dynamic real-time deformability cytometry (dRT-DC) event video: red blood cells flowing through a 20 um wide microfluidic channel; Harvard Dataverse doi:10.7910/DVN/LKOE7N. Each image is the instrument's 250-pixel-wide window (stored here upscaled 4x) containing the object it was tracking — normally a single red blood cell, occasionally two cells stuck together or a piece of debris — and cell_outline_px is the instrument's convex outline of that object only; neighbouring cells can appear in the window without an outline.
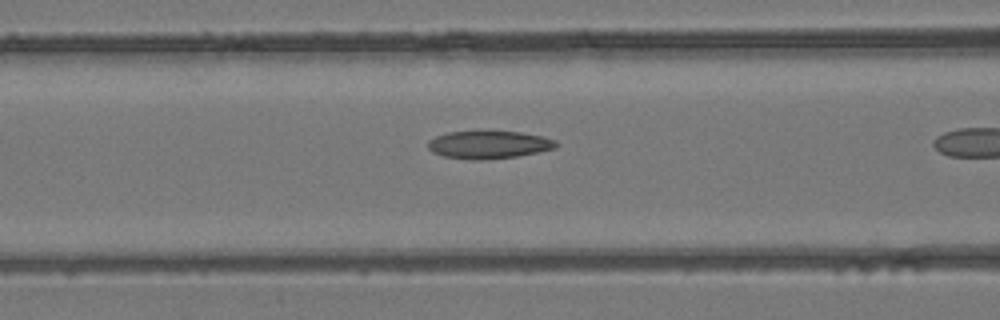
{"species": "common noctule bat (a hibernating species)", "species_latin": "Nyctalus noctula", "temperature_condition": "room temperature", "stored_images_in_passage": 15, "camera_frame_rate_fps": 3000, "um_per_image_px": 0.085, "animal": {"sex": "female", "body_mass_g": 24.6, "forearm_length_mm": 56.2}, "frame": {"image": 1, "passage_image": 13, "time_ms": 4.0, "image_size_px": [1000, 320], "cell_outline_px": [[560, 144], [556, 148], [516, 156], [484, 160], [476, 160], [444, 156], [432, 152], [428, 148], [428, 140], [436, 136], [448, 132], [520, 132], [540, 136], [556, 140]], "centroid_in_image_um": [41.55, 12.3], "position_along_channel_um": 125.1, "area_um2": 20.46}}